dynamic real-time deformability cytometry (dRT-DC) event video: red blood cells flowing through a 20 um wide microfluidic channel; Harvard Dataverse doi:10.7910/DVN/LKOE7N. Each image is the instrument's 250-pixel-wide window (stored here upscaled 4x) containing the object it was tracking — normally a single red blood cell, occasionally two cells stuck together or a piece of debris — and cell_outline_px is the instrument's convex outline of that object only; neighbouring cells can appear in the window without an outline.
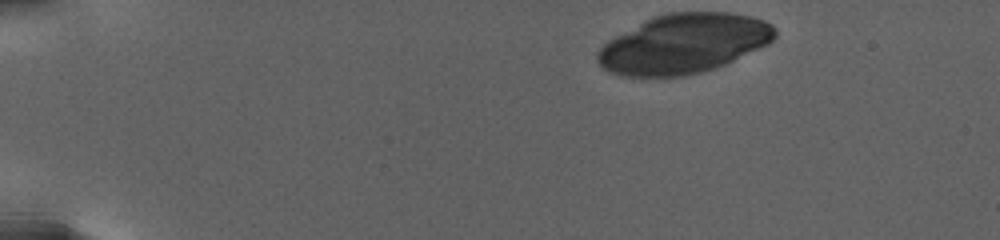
{"species": "human", "species_latin": "Homo sapiens", "temperature_condition": "warm", "stored_images_in_passage": 28, "camera_frame_rate_fps": 3000, "um_per_image_px": 0.085, "donor": {"sex": "female"}, "frame": {"image": 1, "passage_image": 1, "time_ms": 0.0, "image_size_px": [1000, 240], "cell_outline_px": [[776, 36], [768, 44], [716, 68], [704, 72], [684, 76], [620, 76], [608, 72], [596, 60], [596, 52], [608, 40], [644, 20], [652, 16], [668, 12], [728, 12], [752, 16], [764, 20], [772, 24], [776, 28]], "centroid_in_image_um": [58.11, 3.71], "position_along_channel_um": 26.9, "area_um2": 61.73}}